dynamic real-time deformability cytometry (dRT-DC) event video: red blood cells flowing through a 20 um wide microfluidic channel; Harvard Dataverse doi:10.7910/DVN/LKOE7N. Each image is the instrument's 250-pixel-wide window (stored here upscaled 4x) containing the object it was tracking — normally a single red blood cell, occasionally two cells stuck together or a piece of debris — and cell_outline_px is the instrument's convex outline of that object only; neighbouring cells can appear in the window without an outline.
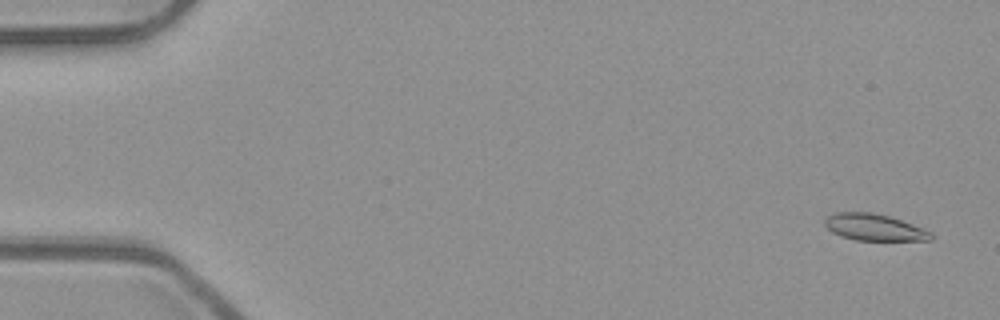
{"species": "common noctule bat (a hibernating species)", "species_latin": "Nyctalus noctula", "temperature_condition": "room temperature", "stored_images_in_passage": 15, "camera_frame_rate_fps": 3000, "um_per_image_px": 0.085, "animal": {"sex": "male", "body_mass_g": 23.1, "forearm_length_mm": 52.7}, "frame": {"image": 1, "passage_image": 3, "time_ms": 0.667, "image_size_px": [1000, 320], "cell_outline_px": [[936, 236], [932, 240], [856, 240], [840, 236], [832, 232], [824, 224], [824, 220], [828, 216], [836, 212], [872, 212], [888, 216], [912, 224], [932, 232]], "centroid_in_image_um": [74.32, 19.32], "position_along_channel_um": 10.7, "area_um2": 16.47}}